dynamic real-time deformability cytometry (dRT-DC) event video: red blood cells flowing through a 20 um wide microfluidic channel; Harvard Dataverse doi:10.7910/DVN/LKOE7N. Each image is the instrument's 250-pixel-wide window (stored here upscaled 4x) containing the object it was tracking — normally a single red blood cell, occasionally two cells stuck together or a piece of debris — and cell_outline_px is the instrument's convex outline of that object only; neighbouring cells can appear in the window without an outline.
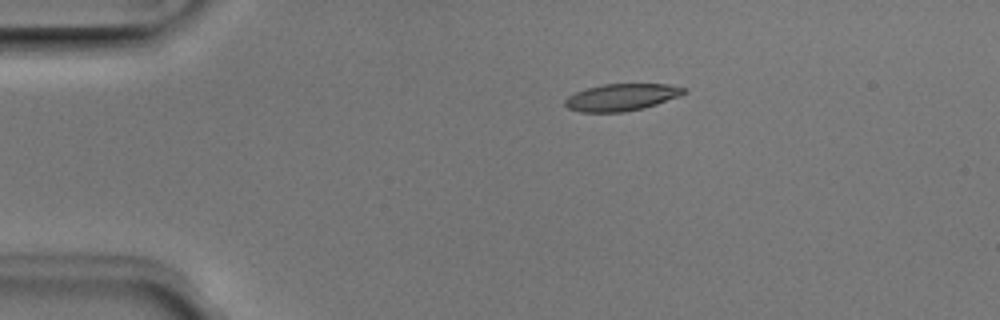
{"species": "Egyptian fruit bat (a non-hibernating species)", "species_latin": "Rousettus aegyptiacus", "temperature_condition": "room temperature", "stored_images_in_passage": 42, "camera_frame_rate_fps": 3000, "um_per_image_px": 0.085, "animal": {"sex": "male"}, "frame": {"image": 1, "passage_image": 1, "time_ms": 0.0, "image_size_px": [1000, 320], "cell_outline_px": [[688, 92], [680, 96], [644, 108], [624, 112], [580, 112], [568, 108], [564, 104], [564, 100], [568, 96], [576, 92], [588, 88], [604, 84], [668, 84], [688, 88]], "centroid_in_image_um": [52.86, 8.26], "position_along_channel_um": 32.1, "area_um2": 18.79}}
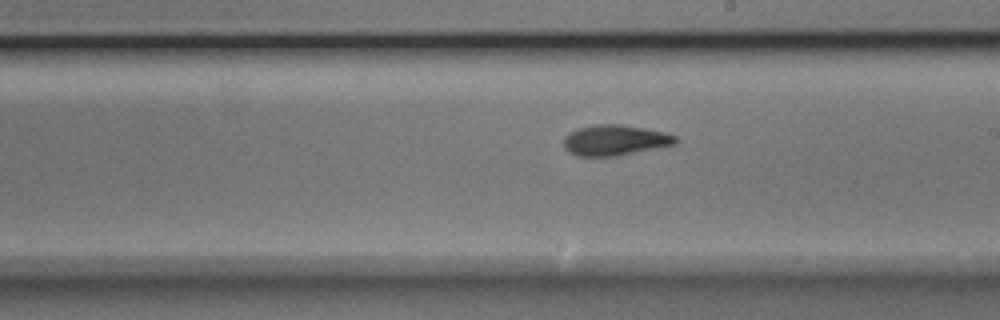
{"frame": {"image": 2, "passage_image": 20, "time_ms": 6.333, "image_size_px": [1000, 320], "cell_outline_px": [[676, 144], [620, 156], [576, 156], [568, 152], [564, 148], [564, 136], [568, 132], [580, 128], [596, 124], [620, 124], [644, 128], [664, 132], [676, 136]], "centroid_in_image_um": [52.25, 11.93], "position_along_channel_um": 236.8, "area_um2": 20.06}}
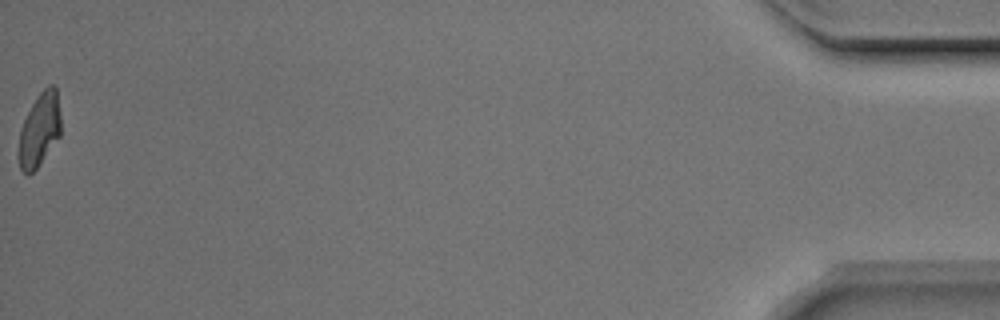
{"frame": {"image": 3, "passage_image": 42, "time_ms": 13.667, "image_size_px": [1000, 320], "cell_outline_px": [[60, 136], [36, 168], [28, 176], [20, 168], [16, 156], [20, 128], [32, 104], [40, 92], [48, 84], [52, 84], [56, 88], [60, 112]], "centroid_in_image_um": [3.32, 11.05], "position_along_channel_um": 431.9, "area_um2": 18.21}, "authors_computed_cell_mechanics": {"area_um2": 19.363, "velocity_mm_per_s": 4.0086, "shape_relaxation_time_tau1_ms": 3.3825, "shape_relaxation_time_tau2_ms": 2.8084, "deformation_change_tau1": 0.1472, "deformation_change_tau2": 0.1016}}